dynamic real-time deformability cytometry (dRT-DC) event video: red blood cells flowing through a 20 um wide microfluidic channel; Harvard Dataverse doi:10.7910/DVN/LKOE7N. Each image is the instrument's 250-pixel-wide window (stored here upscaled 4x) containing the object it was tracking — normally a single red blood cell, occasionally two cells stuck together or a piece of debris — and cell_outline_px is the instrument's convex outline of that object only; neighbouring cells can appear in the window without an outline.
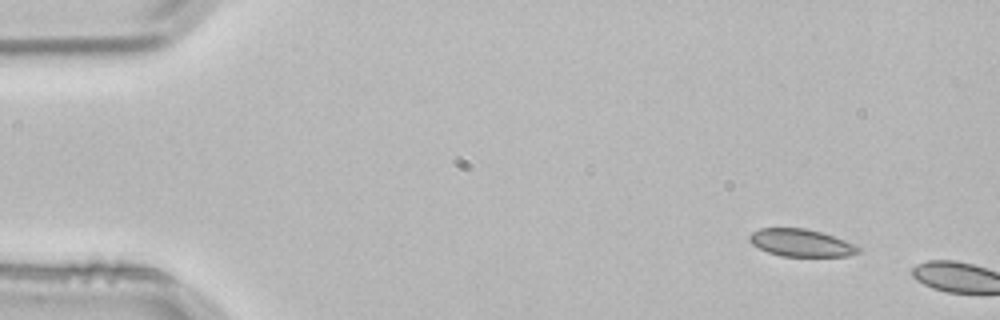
{"species": "common noctule bat (a hibernating species)", "species_latin": "Nyctalus noctula", "temperature_condition": "room temperature", "stored_images_in_passage": 2, "camera_frame_rate_fps": 3000, "um_per_image_px": 0.085, "animal": {"sex": "male", "body_mass_g": 21.5, "forearm_length_mm": 52.0}, "frame": {"image": 1, "passage_image": 1, "time_ms": 0.0, "image_size_px": [1000, 320], "cell_outline_px": [[860, 252], [848, 256], [780, 256], [768, 252], [752, 244], [748, 240], [748, 236], [752, 232], [760, 228], [804, 228], [820, 232], [844, 240], [860, 248]], "centroid_in_image_um": [68.05, 20.64], "position_along_channel_um": 16.9, "area_um2": 17.22}}